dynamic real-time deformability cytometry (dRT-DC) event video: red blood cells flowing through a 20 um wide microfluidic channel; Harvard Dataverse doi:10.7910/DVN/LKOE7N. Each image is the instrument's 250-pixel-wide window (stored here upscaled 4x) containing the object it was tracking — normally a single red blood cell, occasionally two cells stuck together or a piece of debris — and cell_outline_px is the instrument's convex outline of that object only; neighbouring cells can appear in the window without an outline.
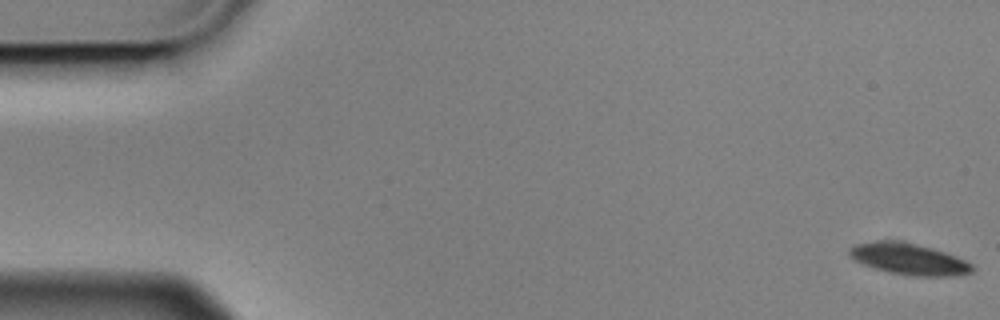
{"species": "Egyptian fruit bat (a non-hibernating species)", "species_latin": "Rousettus aegyptiacus", "temperature_condition": "cold", "stored_images_in_passage": 4, "camera_frame_rate_fps": 3000, "um_per_image_px": 0.085, "animal": {"sex": "male"}, "frame": {"image": 1, "passage_image": 1, "time_ms": 0.0, "image_size_px": [1000, 320], "cell_outline_px": [[972, 272], [952, 276], [912, 276], [888, 272], [864, 264], [856, 260], [848, 252], [848, 248], [856, 244], [880, 240], [896, 240], [916, 244], [932, 248], [956, 256], [972, 264]], "centroid_in_image_um": [77.25, 22.01], "position_along_channel_um": 7.8, "area_um2": 22.2}}